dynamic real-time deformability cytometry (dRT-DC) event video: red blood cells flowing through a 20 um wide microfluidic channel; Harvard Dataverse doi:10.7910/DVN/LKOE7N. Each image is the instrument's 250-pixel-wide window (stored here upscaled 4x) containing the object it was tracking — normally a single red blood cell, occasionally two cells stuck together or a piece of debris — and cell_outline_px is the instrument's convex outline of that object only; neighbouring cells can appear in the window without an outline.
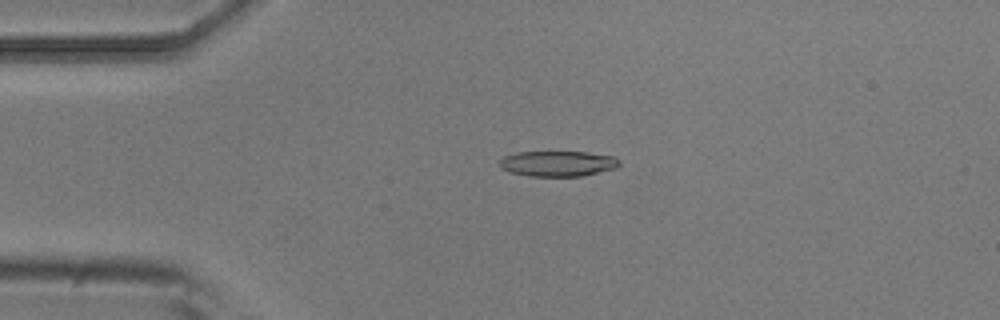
{"species": "common noctule bat (a hibernating species)", "species_latin": "Nyctalus noctula", "temperature_condition": "room temperature", "stored_images_in_passage": 4, "camera_frame_rate_fps": 3000, "um_per_image_px": 0.085, "animal": {"sex": "male", "body_mass_g": 20.5, "forearm_length_mm": 52.5}, "frame": {"image": 1, "passage_image": 3, "time_ms": 0.667, "image_size_px": [1000, 320], "cell_outline_px": [[620, 164], [616, 168], [580, 176], [528, 176], [512, 172], [500, 168], [500, 160], [504, 156], [516, 152], [588, 152], [616, 156], [620, 160]], "centroid_in_image_um": [47.44, 13.89], "position_along_channel_um": 37.6, "area_um2": 17.8}}